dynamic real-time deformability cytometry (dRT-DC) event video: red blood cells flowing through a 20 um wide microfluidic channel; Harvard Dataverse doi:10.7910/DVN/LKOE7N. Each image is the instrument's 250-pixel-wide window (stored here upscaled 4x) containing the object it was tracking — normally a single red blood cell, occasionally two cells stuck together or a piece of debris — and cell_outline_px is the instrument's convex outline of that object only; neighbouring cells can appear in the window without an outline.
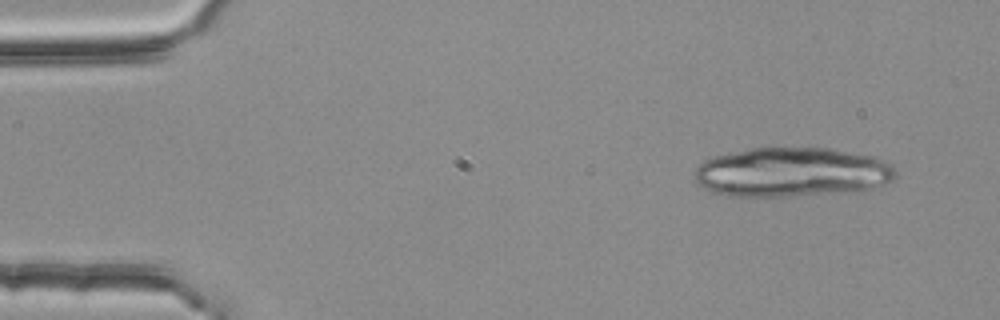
{"species": "common noctule bat (a hibernating species)", "species_latin": "Nyctalus noctula", "temperature_condition": "room temperature", "stored_images_in_passage": 4, "camera_frame_rate_fps": 3000, "um_per_image_px": 0.085, "animal": {"sex": "female", "body_mass_g": 25.1}, "frame": {"image": 1, "passage_image": 1, "time_ms": 0.0, "image_size_px": [1000, 320], "cell_outline_px": [[896, 176], [892, 180], [884, 184], [872, 188], [784, 196], [724, 196], [712, 192], [704, 188], [696, 180], [696, 168], [704, 160], [716, 156], [752, 148], [828, 148], [872, 156], [884, 160], [896, 172]], "centroid_in_image_um": [67.26, 14.63], "position_along_channel_um": 17.7, "area_um2": 56.88}}